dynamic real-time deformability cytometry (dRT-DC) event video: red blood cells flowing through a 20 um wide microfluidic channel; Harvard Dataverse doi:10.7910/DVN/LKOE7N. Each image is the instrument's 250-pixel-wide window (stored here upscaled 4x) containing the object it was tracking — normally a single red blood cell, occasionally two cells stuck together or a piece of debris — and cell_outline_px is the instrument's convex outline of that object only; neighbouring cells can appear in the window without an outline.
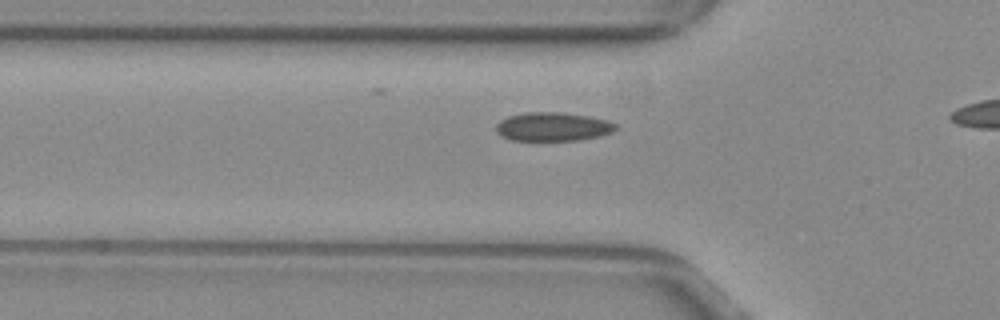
{"species": "common noctule bat (a hibernating species)", "species_latin": "Nyctalus noctula", "temperature_condition": "warm", "stored_images_in_passage": 37, "camera_frame_rate_fps": 3000, "um_per_image_px": 0.085, "animal": {"sex": "female", "body_mass_g": 29.2, "forearm_length_mm": 56.3}, "frame": {"image": 1, "passage_image": 12, "time_ms": 3.667, "image_size_px": [1000, 320], "cell_outline_px": [[616, 128], [612, 132], [600, 136], [580, 140], [512, 140], [500, 136], [496, 132], [496, 124], [500, 120], [508, 116], [524, 112], [560, 112], [588, 116], [608, 120], [616, 124]], "centroid_in_image_um": [46.97, 10.77], "position_along_channel_um": 78.8, "area_um2": 20.11}}
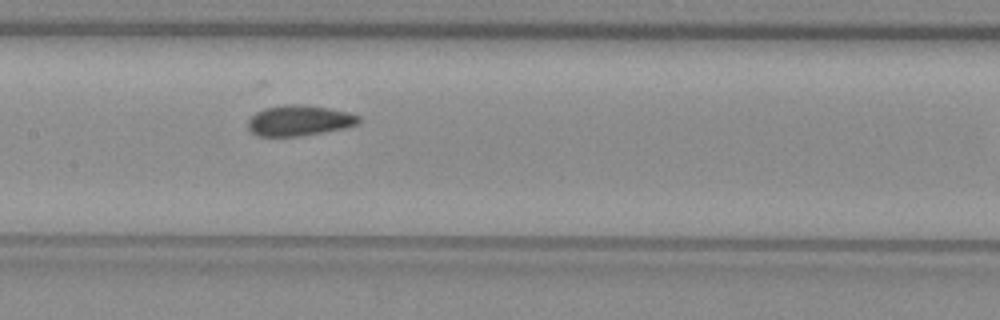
{"frame": {"image": 2, "passage_image": 20, "time_ms": 6.333, "image_size_px": [1000, 320], "cell_outline_px": [[360, 120], [356, 124], [344, 128], [296, 136], [260, 136], [252, 132], [248, 128], [248, 120], [256, 112], [264, 108], [284, 104], [300, 104], [328, 108], [348, 112], [360, 116]], "centroid_in_image_um": [25.41, 10.23], "position_along_channel_um": 182.0, "area_um2": 19.48}}
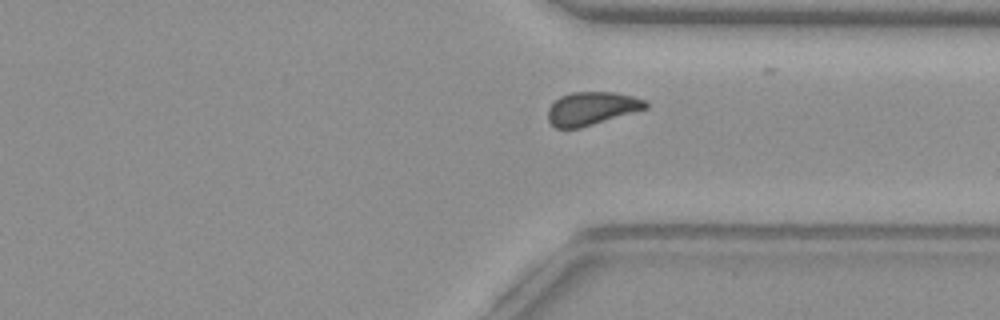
{"frame": {"image": 3, "passage_image": 34, "time_ms": 11.0, "image_size_px": [1000, 320], "cell_outline_px": [[648, 108], [580, 128], [556, 128], [548, 120], [548, 108], [560, 96], [572, 92], [612, 92], [632, 96], [644, 100], [648, 104]], "centroid_in_image_um": [50.28, 9.22], "position_along_channel_um": 361.1, "area_um2": 18.73}}